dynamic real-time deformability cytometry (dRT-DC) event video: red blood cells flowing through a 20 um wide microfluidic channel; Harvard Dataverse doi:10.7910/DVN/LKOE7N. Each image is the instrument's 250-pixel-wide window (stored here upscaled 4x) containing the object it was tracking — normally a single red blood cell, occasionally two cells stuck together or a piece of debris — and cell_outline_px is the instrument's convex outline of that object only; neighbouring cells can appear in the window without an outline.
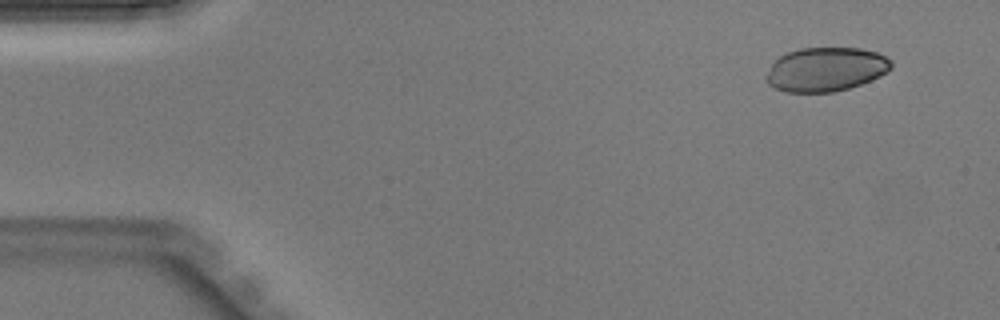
{"species": "Egyptian fruit bat (a non-hibernating species)", "species_latin": "Rousettus aegyptiacus", "temperature_condition": "warm", "stored_images_in_passage": 41, "camera_frame_rate_fps": 3000, "um_per_image_px": 0.085, "animal": {"sex": "male"}, "frame": {"image": 1, "passage_image": 1, "time_ms": 0.0, "image_size_px": [1000, 320], "cell_outline_px": [[892, 68], [888, 72], [872, 80], [848, 88], [832, 92], [784, 92], [768, 84], [764, 80], [772, 64], [780, 56], [788, 52], [800, 48], [860, 48], [876, 52], [892, 60]], "centroid_in_image_um": [70.21, 5.9], "position_along_channel_um": 14.8, "area_um2": 32.08}}
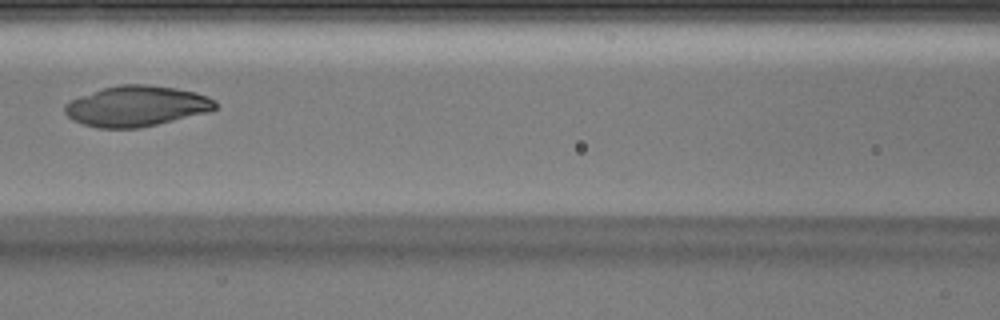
{"frame": {"image": 2, "passage_image": 17, "time_ms": 5.333, "image_size_px": [1000, 320], "cell_outline_px": [[216, 108], [208, 112], [140, 128], [100, 128], [84, 124], [72, 120], [64, 112], [64, 104], [80, 96], [104, 88], [120, 84], [148, 84], [176, 88], [196, 92], [208, 96], [216, 100]], "centroid_in_image_um": [11.61, 9.01], "position_along_channel_um": 155.0, "area_um2": 35.49}}
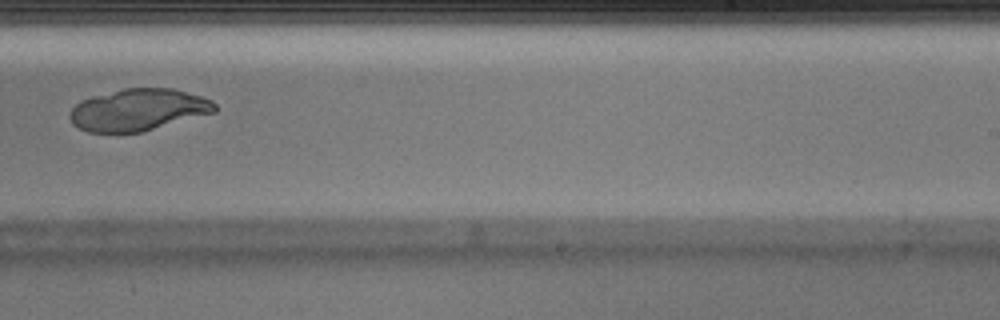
{"frame": {"image": 3, "passage_image": 25, "time_ms": 8.0, "image_size_px": [1000, 320], "cell_outline_px": [[216, 112], [140, 132], [88, 132], [72, 124], [72, 108], [80, 100], [92, 96], [124, 88], [172, 88], [200, 96], [212, 100], [216, 104]], "centroid_in_image_um": [11.77, 9.32], "position_along_channel_um": 277.2, "area_um2": 35.03}}